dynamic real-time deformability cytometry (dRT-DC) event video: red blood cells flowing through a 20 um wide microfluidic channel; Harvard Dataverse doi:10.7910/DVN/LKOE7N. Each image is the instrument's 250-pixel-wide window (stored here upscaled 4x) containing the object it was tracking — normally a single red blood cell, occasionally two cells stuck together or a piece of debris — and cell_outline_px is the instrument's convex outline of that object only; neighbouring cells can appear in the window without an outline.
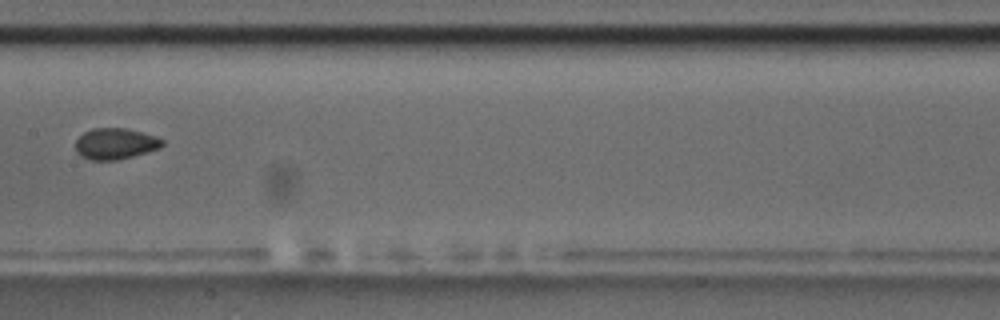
{"species": "common noctule bat (a hibernating species)", "species_latin": "Nyctalus noctula", "temperature_condition": "room temperature", "stored_images_in_passage": 7, "camera_frame_rate_fps": 3000, "um_per_image_px": 0.085, "animal": {"sex": "male", "body_mass_g": 17.5, "forearm_length_mm": 52.3}, "frame": {"image": 1, "passage_image": 5, "time_ms": 5.667, "image_size_px": [1000, 320], "cell_outline_px": [[164, 144], [160, 148], [148, 152], [120, 160], [88, 160], [80, 156], [76, 152], [76, 140], [84, 132], [92, 128], [124, 128], [156, 136], [164, 140]], "centroid_in_image_um": [9.8, 12.23], "position_along_channel_um": 197.6, "area_um2": 15.9}}
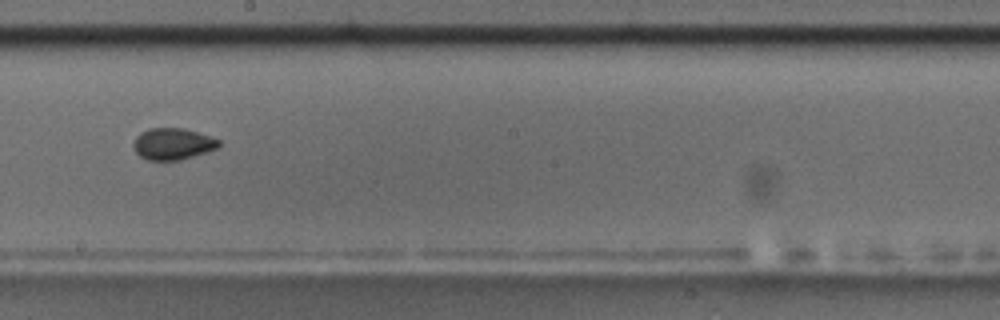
{"frame": {"image": 2, "passage_image": 6, "time_ms": 6.667, "image_size_px": [1000, 320], "cell_outline_px": [[220, 144], [216, 148], [208, 152], [180, 160], [148, 160], [140, 156], [132, 148], [132, 144], [136, 136], [140, 132], [148, 128], [184, 128], [220, 140]], "centroid_in_image_um": [14.64, 12.23], "position_along_channel_um": 233.6, "area_um2": 15.78}}